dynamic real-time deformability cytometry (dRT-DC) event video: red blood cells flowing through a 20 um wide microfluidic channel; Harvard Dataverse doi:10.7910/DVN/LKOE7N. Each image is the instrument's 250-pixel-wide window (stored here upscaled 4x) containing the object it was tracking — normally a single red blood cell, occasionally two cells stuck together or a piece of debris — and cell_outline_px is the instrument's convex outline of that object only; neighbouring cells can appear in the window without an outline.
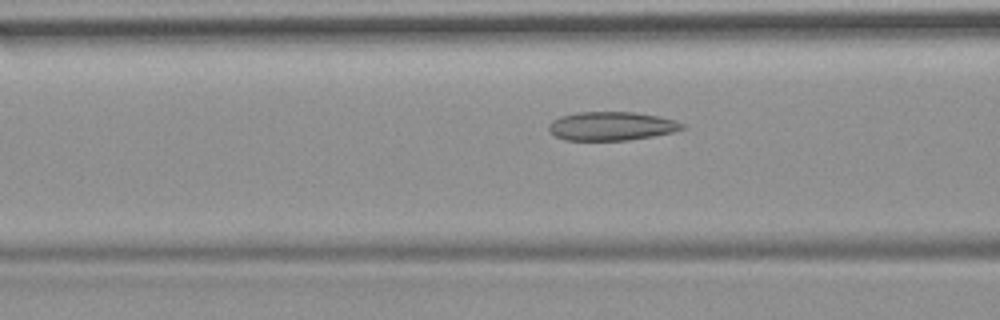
{"species": "common noctule bat (a hibernating species)", "species_latin": "Nyctalus noctula", "temperature_condition": "room temperature", "stored_images_in_passage": 54, "camera_frame_rate_fps": 3000, "um_per_image_px": 0.085, "animal": {"sex": "female", "body_mass_g": 19.9}, "frame": {"image": 1, "passage_image": 21, "time_ms": 6.667, "image_size_px": [1000, 320], "cell_outline_px": [[688, 128], [672, 132], [652, 136], [628, 140], [564, 140], [548, 132], [548, 124], [552, 120], [560, 116], [576, 112], [636, 112], [676, 120], [684, 124]], "centroid_in_image_um": [51.95, 10.71], "position_along_channel_um": 114.6, "area_um2": 22.48}}
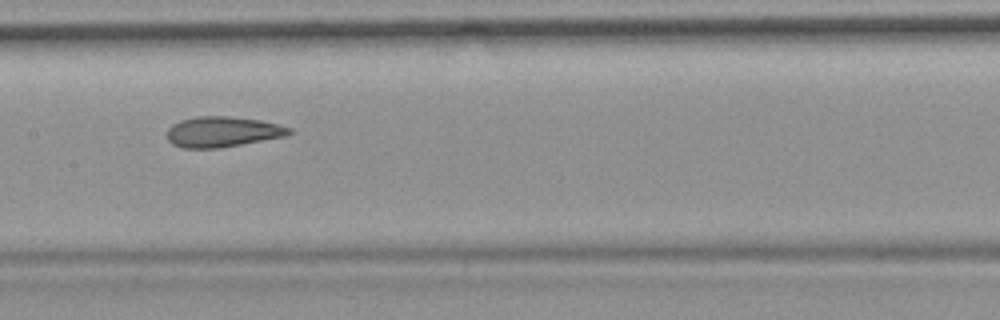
{"frame": {"image": 2, "passage_image": 27, "time_ms": 8.667, "image_size_px": [1000, 320], "cell_outline_px": [[292, 132], [284, 136], [220, 148], [184, 148], [172, 144], [168, 140], [168, 128], [172, 124], [180, 120], [196, 116], [228, 116], [260, 120], [292, 128]], "centroid_in_image_um": [18.88, 11.2], "position_along_channel_um": 188.5, "area_um2": 21.56}}
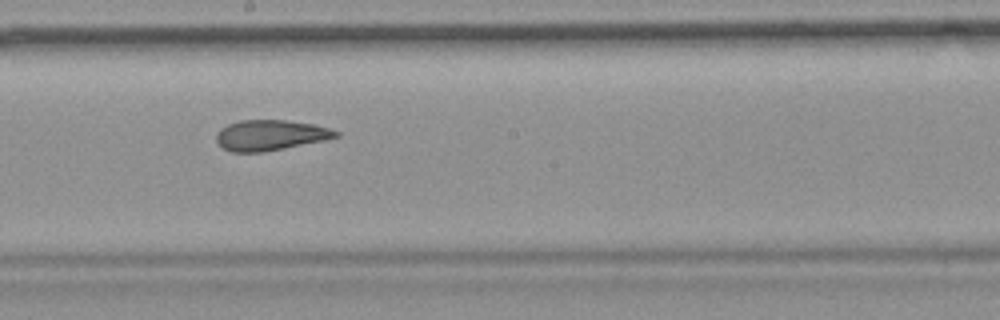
{"frame": {"image": 3, "passage_image": 30, "time_ms": 9.667, "image_size_px": [1000, 320], "cell_outline_px": [[340, 136], [324, 140], [264, 152], [232, 152], [224, 148], [216, 140], [216, 132], [220, 128], [228, 124], [240, 120], [284, 120], [316, 124], [340, 132]], "centroid_in_image_um": [22.98, 11.48], "position_along_channel_um": 225.2, "area_um2": 21.21}, "authors_computed_cell_mechanics": {"area_um2": 22.8888, "velocity_mm_per_s": 3.6916, "shape_relaxation_time_tau1_ms": null, "shape_relaxation_time_tau2_ms": 2.4617, "deformation_change_tau1": null, "deformation_change_tau2": 0.105}}